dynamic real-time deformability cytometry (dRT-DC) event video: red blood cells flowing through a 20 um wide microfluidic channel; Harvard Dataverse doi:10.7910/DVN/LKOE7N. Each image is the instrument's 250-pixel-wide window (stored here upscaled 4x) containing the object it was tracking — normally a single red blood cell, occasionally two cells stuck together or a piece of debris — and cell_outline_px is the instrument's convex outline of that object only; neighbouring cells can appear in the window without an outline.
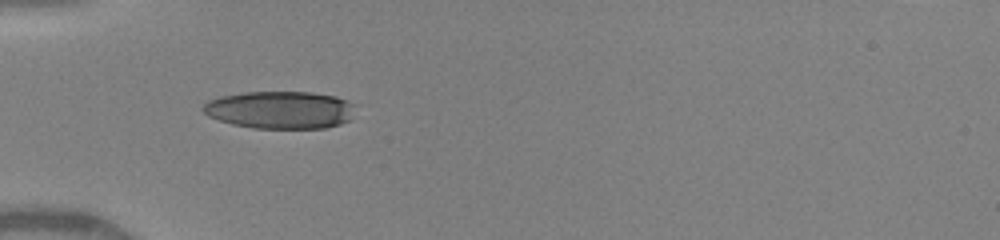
{"species": "human", "species_latin": "Homo sapiens", "temperature_condition": "warm", "stored_images_in_passage": 28, "camera_frame_rate_fps": 3000, "um_per_image_px": 0.085, "donor": {"sex": "female"}, "frame": {"image": 1, "passage_image": 1, "time_ms": 0.0, "image_size_px": [1000, 240], "cell_outline_px": [[352, 104], [348, 120], [340, 124], [324, 128], [252, 128], [232, 124], [208, 116], [200, 108], [208, 100], [220, 96], [244, 92], [312, 92], [336, 96], [348, 100]], "centroid_in_image_um": [23.75, 9.33], "position_along_channel_um": 61.3, "area_um2": 33.18}}
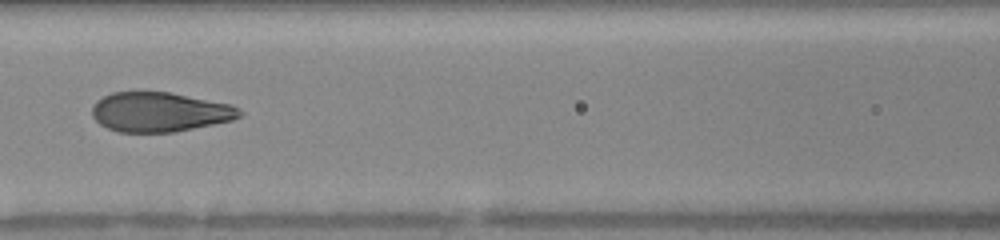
{"frame": {"image": 2, "passage_image": 8, "time_ms": 2.333, "image_size_px": [1000, 240], "cell_outline_px": [[244, 112], [240, 116], [232, 120], [176, 132], [120, 132], [108, 128], [100, 124], [92, 116], [92, 104], [96, 100], [112, 92], [140, 88], [168, 92], [232, 104]], "centroid_in_image_um": [13.53, 9.48], "position_along_channel_um": 153.1, "area_um2": 34.85}}
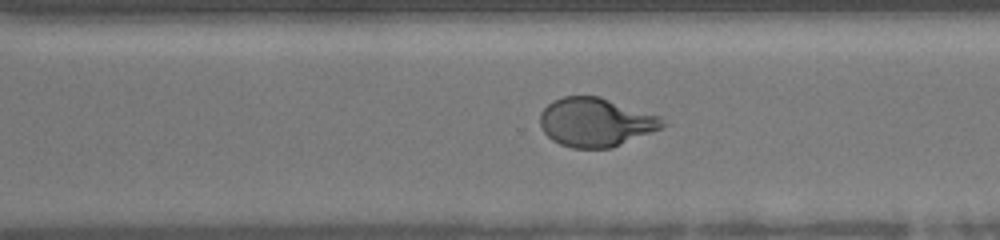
{"frame": {"image": 3, "passage_image": 20, "time_ms": 6.333, "image_size_px": [1000, 240], "cell_outline_px": [[672, 124], [612, 148], [572, 148], [560, 144], [552, 140], [544, 132], [540, 124], [540, 112], [548, 104], [564, 96], [600, 96], [660, 116]], "centroid_in_image_um": [50.68, 10.39], "position_along_channel_um": 319.9, "area_um2": 35.03}, "authors_computed_cell_mechanics": {"area_um2": 35.0557, "velocity_mm_per_s": 4.1898, "shape_relaxation_time_tau1_ms": 3.1979, "shape_relaxation_time_tau2_ms": null, "deformation_change_tau1": 0.2138, "deformation_change_tau2": null}}